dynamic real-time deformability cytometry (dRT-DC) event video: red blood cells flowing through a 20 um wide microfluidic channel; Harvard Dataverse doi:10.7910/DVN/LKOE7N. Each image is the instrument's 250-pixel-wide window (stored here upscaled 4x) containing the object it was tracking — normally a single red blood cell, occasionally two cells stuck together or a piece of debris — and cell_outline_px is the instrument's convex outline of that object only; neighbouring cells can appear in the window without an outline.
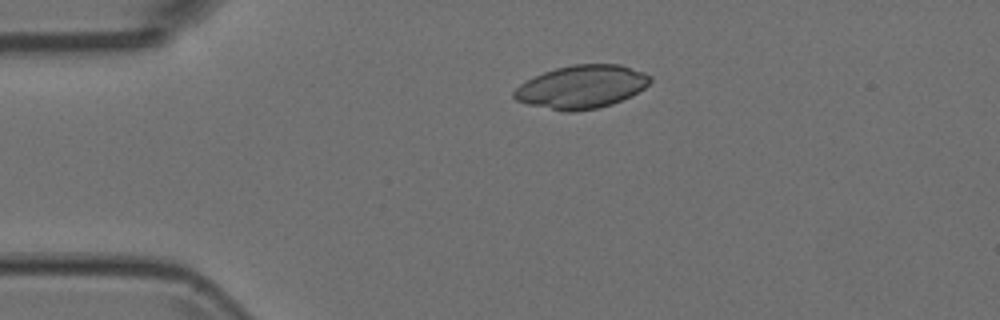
{"species": "Egyptian fruit bat (a non-hibernating species)", "species_latin": "Rousettus aegyptiacus", "temperature_condition": "room temperature", "stored_images_in_passage": 2, "camera_frame_rate_fps": 3000, "um_per_image_px": 0.085, "animal": {"sex": "female"}, "frame": {"image": 1, "passage_image": 1, "time_ms": 0.0, "image_size_px": [1000, 320], "cell_outline_px": [[652, 80], [644, 88], [632, 96], [612, 104], [596, 108], [576, 112], [564, 112], [528, 104], [516, 100], [512, 96], [512, 92], [524, 80], [544, 72], [556, 68], [572, 64], [620, 64], [644, 72], [652, 76]], "centroid_in_image_um": [49.43, 7.38], "position_along_channel_um": 35.6, "area_um2": 34.51}}